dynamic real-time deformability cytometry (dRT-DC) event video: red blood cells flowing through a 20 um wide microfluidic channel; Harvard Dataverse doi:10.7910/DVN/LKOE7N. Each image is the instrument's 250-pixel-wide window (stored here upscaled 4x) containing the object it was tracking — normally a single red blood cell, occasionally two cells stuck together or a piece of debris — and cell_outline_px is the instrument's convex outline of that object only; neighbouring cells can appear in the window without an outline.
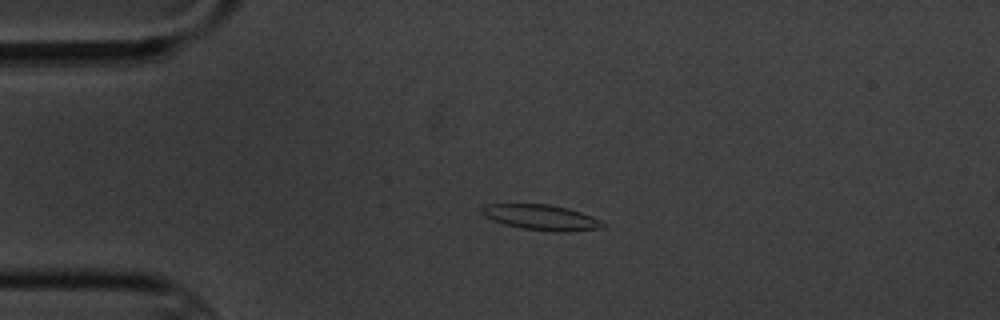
{"species": "common noctule bat (a hibernating species)", "species_latin": "Nyctalus noctula", "temperature_condition": "cold", "stored_images_in_passage": 4, "camera_frame_rate_fps": 3000, "um_per_image_px": 0.085, "animal": {"sex": "male", "body_mass_g": 20.1, "forearm_length_mm": 53.5}, "frame": {"image": 1, "passage_image": 2, "time_ms": 1.333, "image_size_px": [1000, 320], "cell_outline_px": [[608, 224], [604, 228], [564, 232], [556, 232], [520, 228], [504, 224], [484, 216], [480, 212], [480, 208], [484, 204], [548, 204], [568, 208], [592, 216]], "centroid_in_image_um": [46.02, 18.48], "position_along_channel_um": 39.0, "area_um2": 18.09}}